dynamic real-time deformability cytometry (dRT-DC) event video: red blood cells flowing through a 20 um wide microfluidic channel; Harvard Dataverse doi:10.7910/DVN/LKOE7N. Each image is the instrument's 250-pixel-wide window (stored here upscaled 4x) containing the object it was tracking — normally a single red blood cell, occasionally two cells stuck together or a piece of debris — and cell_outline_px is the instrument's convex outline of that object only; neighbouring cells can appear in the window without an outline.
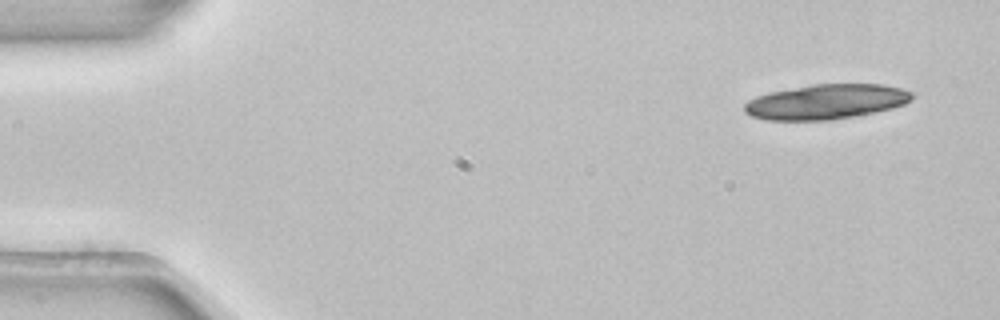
{"species": "common noctule bat (a hibernating species)", "species_latin": "Nyctalus noctula", "temperature_condition": "room temperature", "stored_images_in_passage": 18, "camera_frame_rate_fps": 3000, "um_per_image_px": 0.085, "animal": {"sex": "female", "body_mass_g": 22.7, "forearm_length_mm": 54.2}, "frame": {"image": 1, "passage_image": 1, "time_ms": 0.0, "image_size_px": [1000, 320], "cell_outline_px": [[912, 100], [904, 104], [892, 108], [876, 112], [832, 120], [764, 120], [752, 116], [744, 112], [744, 104], [748, 100], [756, 96], [768, 92], [812, 84], [884, 84], [900, 88], [912, 92]], "centroid_in_image_um": [70.2, 8.65], "position_along_channel_um": 14.8, "area_um2": 34.28}}